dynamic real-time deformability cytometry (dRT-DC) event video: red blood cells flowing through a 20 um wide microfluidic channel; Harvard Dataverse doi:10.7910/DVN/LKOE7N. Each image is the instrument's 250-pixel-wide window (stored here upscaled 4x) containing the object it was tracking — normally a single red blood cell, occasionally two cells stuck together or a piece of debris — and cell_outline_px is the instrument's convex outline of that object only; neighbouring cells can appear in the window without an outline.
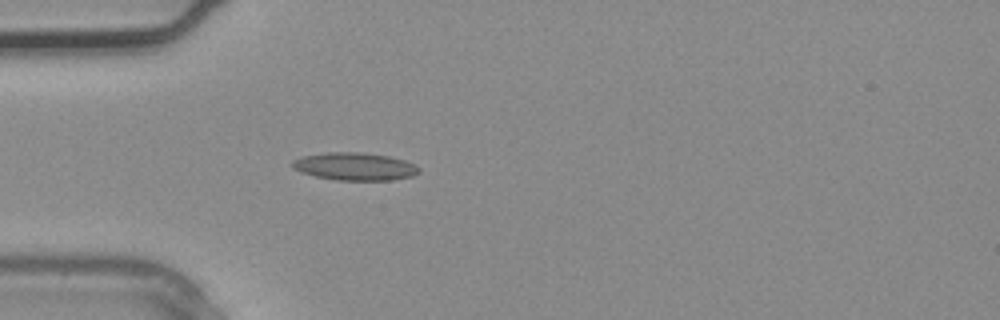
{"species": "common noctule bat (a hibernating species)", "species_latin": "Nyctalus noctula", "temperature_condition": "warm", "stored_images_in_passage": 1, "camera_frame_rate_fps": 3000, "um_per_image_px": 0.085, "animal": {"sex": "male", "body_mass_g": 20.4}, "frame": {"image": 1, "passage_image": 1, "time_ms": 0.0, "image_size_px": [1000, 320], "cell_outline_px": [[420, 172], [412, 176], [392, 180], [336, 180], [316, 176], [300, 172], [292, 164], [292, 160], [300, 156], [328, 152], [360, 152], [388, 156], [404, 160], [416, 164], [420, 168]], "centroid_in_image_um": [30.18, 14.14], "position_along_channel_um": 54.8, "area_um2": 20.46}}